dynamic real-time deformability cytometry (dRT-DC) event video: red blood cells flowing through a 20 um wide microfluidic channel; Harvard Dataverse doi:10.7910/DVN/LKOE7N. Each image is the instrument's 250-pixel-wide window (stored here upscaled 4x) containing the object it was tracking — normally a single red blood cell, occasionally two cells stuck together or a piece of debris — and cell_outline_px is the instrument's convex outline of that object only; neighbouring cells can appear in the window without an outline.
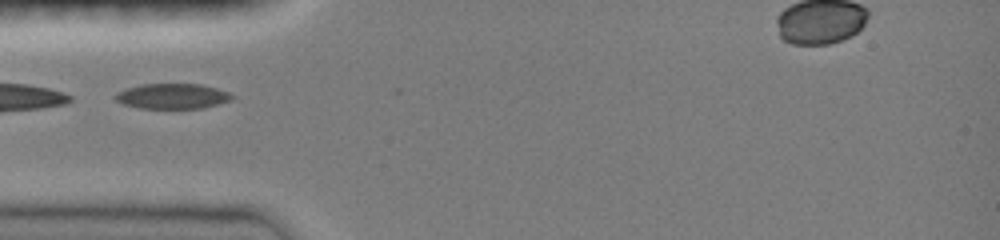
{"species": "common noctule bat (a hibernating species)", "species_latin": "Nyctalus noctula", "temperature_condition": "room temperature", "stored_images_in_passage": 9, "camera_frame_rate_fps": 3000, "um_per_image_px": 0.085, "animal": {"sex": "female", "body_mass_g": 19.0, "forearm_length_mm": 51.5}, "frame": {"image": 1, "passage_image": 8, "time_ms": 2.333, "image_size_px": [1000, 240], "cell_outline_px": [[236, 96], [232, 100], [204, 108], [140, 108], [124, 104], [116, 100], [112, 96], [116, 92], [140, 84], [200, 84], [216, 88], [228, 92]], "centroid_in_image_um": [14.66, 8.17], "position_along_channel_um": 70.3, "area_um2": 17.22}}